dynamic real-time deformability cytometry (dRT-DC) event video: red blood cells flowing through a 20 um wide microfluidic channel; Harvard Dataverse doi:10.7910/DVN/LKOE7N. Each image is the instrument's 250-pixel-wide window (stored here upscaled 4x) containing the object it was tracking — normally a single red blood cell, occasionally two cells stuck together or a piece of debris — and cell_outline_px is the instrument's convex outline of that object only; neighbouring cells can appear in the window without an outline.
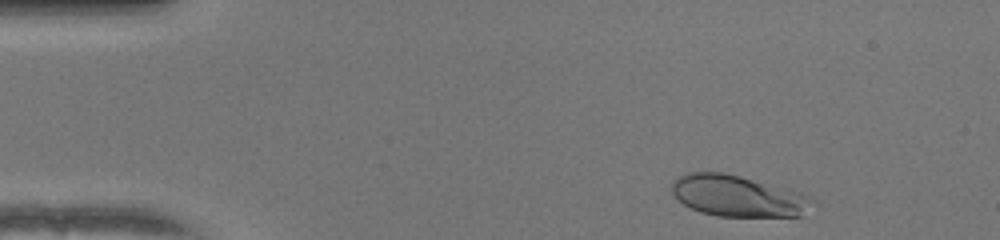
{"species": "human", "species_latin": "Homo sapiens", "temperature_condition": "warm", "stored_images_in_passage": 46, "camera_frame_rate_fps": 3000, "um_per_image_px": 0.085, "donor": {"sex": "female"}, "frame": {"image": 1, "passage_image": 2, "time_ms": 0.333, "image_size_px": [1000, 240], "cell_outline_px": [[816, 200], [804, 216], [716, 216], [700, 212], [684, 204], [672, 196], [672, 180], [684, 172], [724, 172], [792, 188], [812, 196]], "centroid_in_image_um": [62.76, 16.64], "position_along_channel_um": 22.2, "area_um2": 34.62}}
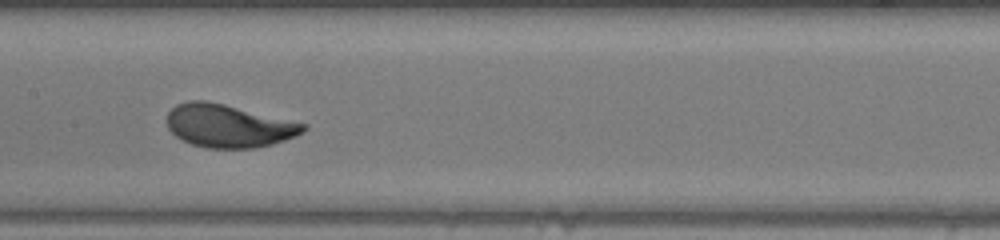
{"frame": {"image": 2, "passage_image": 21, "time_ms": 6.667, "image_size_px": [1000, 240], "cell_outline_px": [[308, 128], [304, 132], [296, 136], [272, 144], [252, 148], [208, 148], [192, 144], [176, 136], [168, 128], [168, 112], [176, 104], [188, 100], [204, 100], [224, 104], [308, 124]], "centroid_in_image_um": [19.45, 10.69], "position_along_channel_um": 188.0, "area_um2": 34.04}}
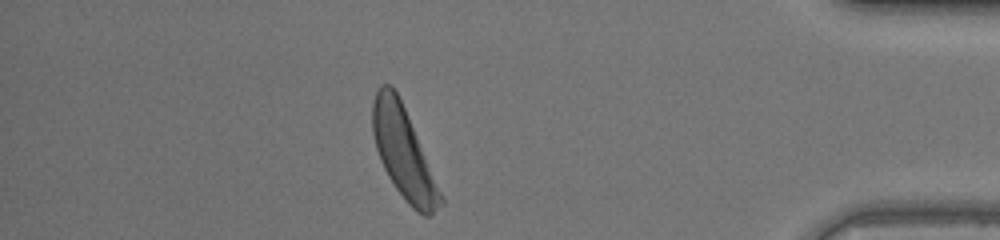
{"frame": {"image": 3, "passage_image": 40, "time_ms": 13.0, "image_size_px": [1000, 240], "cell_outline_px": [[444, 204], [428, 216], [424, 216], [416, 212], [408, 204], [396, 188], [388, 176], [380, 160], [376, 148], [372, 132], [372, 100], [380, 84], [388, 84], [396, 92], [404, 108], [444, 200]], "centroid_in_image_um": [34.27, 13.02], "position_along_channel_um": 400.9, "area_um2": 35.08}, "authors_computed_cell_mechanics": {"area_um2": 34.1598, "velocity_mm_per_s": 4.0175, "shape_relaxation_time_tau1_ms": 2.2795, "shape_relaxation_time_tau2_ms": null, "deformation_change_tau1": 0.1457, "deformation_change_tau2": null}}